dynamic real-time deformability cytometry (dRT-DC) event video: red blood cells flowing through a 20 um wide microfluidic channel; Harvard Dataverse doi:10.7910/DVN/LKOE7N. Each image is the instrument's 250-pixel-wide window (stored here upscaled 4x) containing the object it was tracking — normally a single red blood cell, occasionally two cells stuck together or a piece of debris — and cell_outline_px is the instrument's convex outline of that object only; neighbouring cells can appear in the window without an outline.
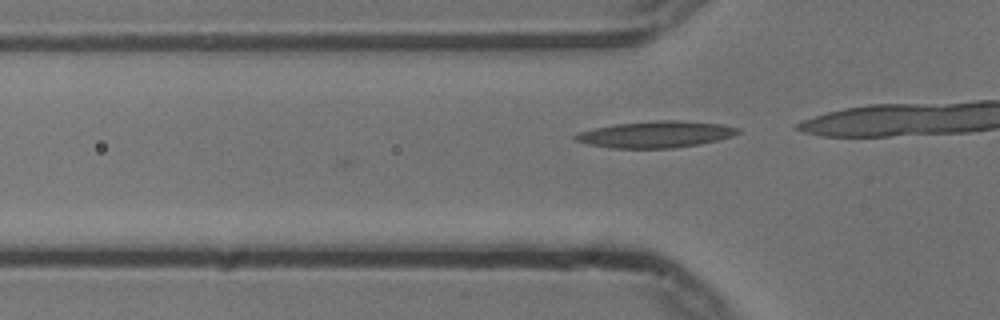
{"species": "common noctule bat (a hibernating species)", "species_latin": "Nyctalus noctula", "temperature_condition": "cold", "stored_images_in_passage": 11, "camera_frame_rate_fps": 3000, "um_per_image_px": 0.085, "animal": {"sex": "male", "body_mass_g": 13.3}, "frame": {"image": 1, "passage_image": 11, "time_ms": 3.333, "image_size_px": [1000, 320], "cell_outline_px": [[740, 132], [732, 136], [700, 144], [672, 148], [612, 148], [588, 144], [572, 140], [572, 136], [580, 132], [592, 128], [616, 124], [656, 120], [676, 120], [724, 124], [740, 128]], "centroid_in_image_um": [55.72, 11.42], "position_along_channel_um": 70.1, "area_um2": 25.2}}